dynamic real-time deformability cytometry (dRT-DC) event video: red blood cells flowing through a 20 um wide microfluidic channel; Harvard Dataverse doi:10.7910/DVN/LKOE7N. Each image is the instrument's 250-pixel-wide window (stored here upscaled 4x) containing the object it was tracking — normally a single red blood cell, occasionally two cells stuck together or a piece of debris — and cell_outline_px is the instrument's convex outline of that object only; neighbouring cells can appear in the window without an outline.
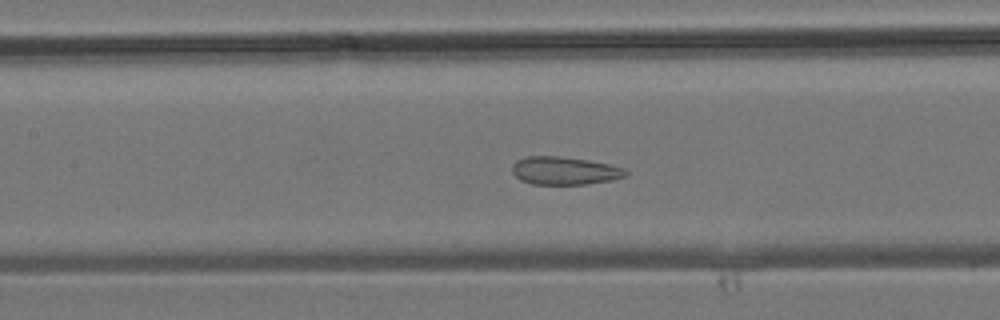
{"species": "common noctule bat (a hibernating species)", "species_latin": "Nyctalus noctula", "temperature_condition": "room temperature", "stored_images_in_passage": 33, "camera_frame_rate_fps": 3000, "um_per_image_px": 0.085, "animal": {"sex": "male", "body_mass_g": 19.2, "forearm_length_mm": 51.8}, "frame": {"image": 1, "passage_image": 19, "time_ms": 6.0, "image_size_px": [1000, 320], "cell_outline_px": [[628, 172], [624, 176], [612, 180], [584, 184], [532, 184], [520, 180], [512, 172], [512, 164], [516, 160], [528, 156], [560, 156], [588, 160], [608, 164], [624, 168]], "centroid_in_image_um": [47.95, 14.5], "position_along_channel_um": 159.4, "area_um2": 18.44}}
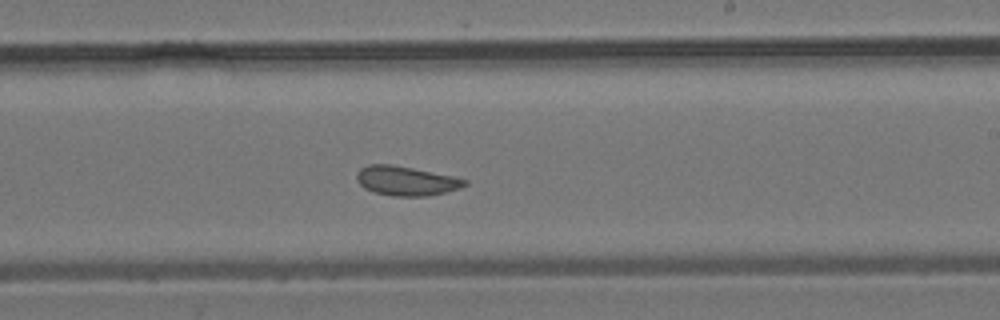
{"frame": {"image": 2, "passage_image": 25, "time_ms": 8.0, "image_size_px": [1000, 320], "cell_outline_px": [[468, 184], [460, 188], [428, 196], [392, 196], [372, 192], [364, 188], [356, 180], [356, 172], [360, 168], [368, 164], [392, 164], [456, 176], [468, 180]], "centroid_in_image_um": [34.51, 15.36], "position_along_channel_um": 254.5, "area_um2": 18.79}}
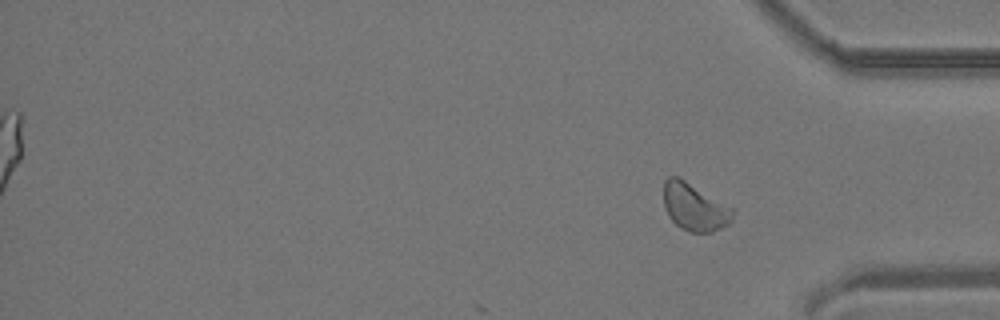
{"frame": {"image": 3, "passage_image": 33, "time_ms": 10.667, "image_size_px": [1000, 320], "cell_outline_px": [[736, 208], [732, 220], [728, 224], [712, 232], [688, 232], [680, 228], [668, 216], [664, 208], [664, 180], [668, 176], [676, 176], [684, 180]], "centroid_in_image_um": [59.06, 17.6], "position_along_channel_um": 376.1, "area_um2": 19.36}}